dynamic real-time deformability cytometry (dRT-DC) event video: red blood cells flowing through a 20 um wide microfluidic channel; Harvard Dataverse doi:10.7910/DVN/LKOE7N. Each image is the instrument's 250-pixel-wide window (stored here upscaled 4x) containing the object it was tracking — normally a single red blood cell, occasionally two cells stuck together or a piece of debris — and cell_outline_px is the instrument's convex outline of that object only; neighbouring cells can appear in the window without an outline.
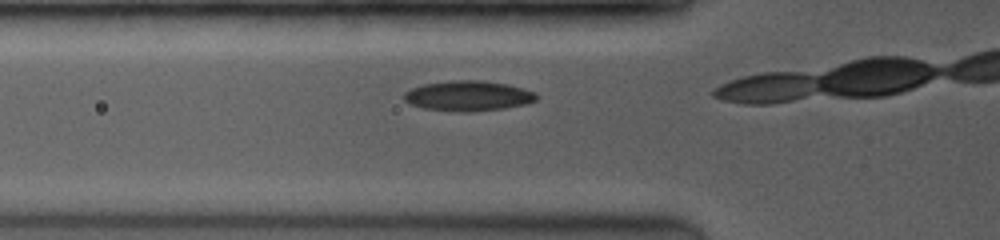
{"species": "common noctule bat (a hibernating species)", "species_latin": "Nyctalus noctula", "temperature_condition": "room temperature", "stored_images_in_passage": 3, "camera_frame_rate_fps": 3500, "um_per_image_px": 0.085, "animal": {"sex": "female", "body_mass_g": 19.0, "forearm_length_mm": 53.3}, "frame": {"image": 1, "passage_image": 2, "time_ms": 0.571, "image_size_px": [1000, 240], "cell_outline_px": [[536, 100], [524, 104], [504, 108], [472, 112], [460, 112], [424, 108], [412, 104], [404, 100], [404, 92], [412, 88], [424, 84], [448, 80], [484, 80], [508, 84], [536, 92]], "centroid_in_image_um": [39.79, 8.14], "position_along_channel_um": 86.0, "area_um2": 23.29}}